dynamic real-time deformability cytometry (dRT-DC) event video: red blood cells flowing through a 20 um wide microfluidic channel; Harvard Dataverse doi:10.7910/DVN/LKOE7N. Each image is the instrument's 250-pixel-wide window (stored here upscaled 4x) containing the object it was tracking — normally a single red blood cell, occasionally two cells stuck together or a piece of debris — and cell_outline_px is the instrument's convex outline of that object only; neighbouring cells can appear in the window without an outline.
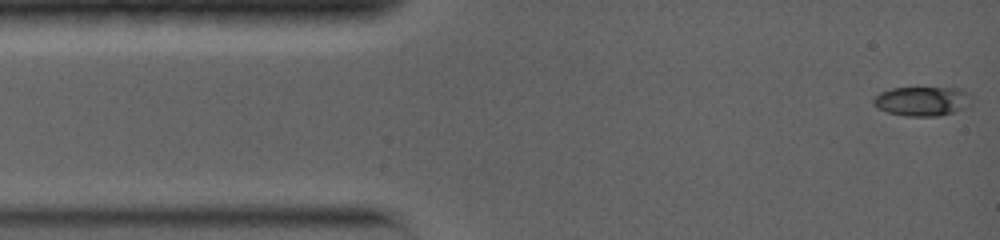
{"species": "common noctule bat (a hibernating species)", "species_latin": "Nyctalus noctula", "temperature_condition": "warm", "stored_images_in_passage": 51, "camera_frame_rate_fps": 5000, "um_per_image_px": 0.085, "animal": {"sex": "female", "body_mass_g": 19.0, "forearm_length_mm": 56.7}, "frame": {"image": 1, "passage_image": 1, "time_ms": 0.0, "image_size_px": [1000, 240], "cell_outline_px": [[972, 104], [964, 108], [940, 116], [904, 116], [888, 112], [880, 108], [872, 100], [880, 92], [892, 88], [964, 88], [968, 92]], "centroid_in_image_um": [78.44, 8.59], "position_along_channel_um": 6.6, "area_um2": 16.7}}
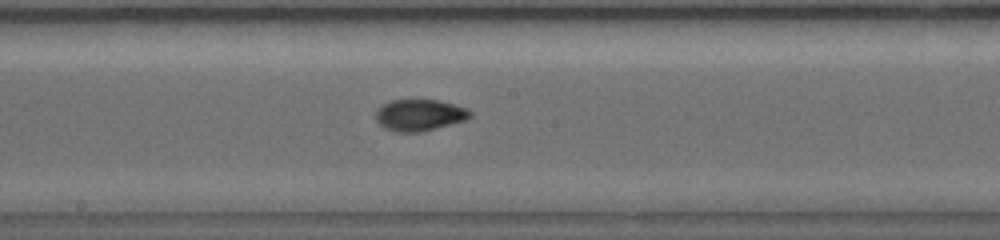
{"frame": {"image": 2, "passage_image": 17, "time_ms": 7.0, "image_size_px": [1000, 240], "cell_outline_px": [[472, 116], [464, 120], [420, 132], [396, 132], [384, 128], [376, 120], [376, 112], [384, 104], [392, 100], [440, 100], [456, 104], [472, 112]], "centroid_in_image_um": [35.66, 9.78], "position_along_channel_um": 212.5, "area_um2": 17.11}}
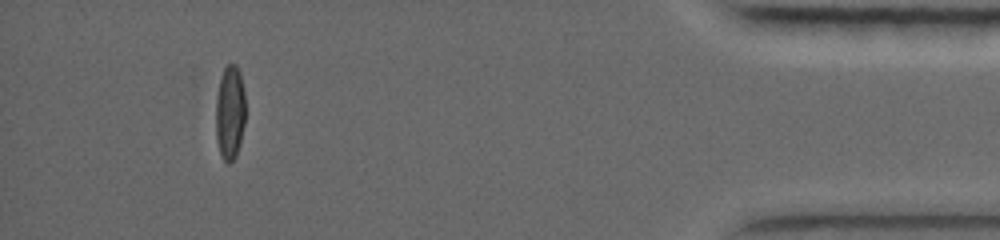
{"frame": {"image": 3, "passage_image": 45, "time_ms": 13.8, "image_size_px": [1000, 240], "cell_outline_px": [[244, 124], [236, 156], [228, 164], [220, 156], [216, 140], [216, 96], [220, 80], [224, 68], [228, 64], [236, 64], [240, 72], [244, 92]], "centroid_in_image_um": [19.53, 9.57], "position_along_channel_um": 415.7, "area_um2": 16.24}, "authors_computed_cell_mechanics": {"area_um2": 16.4152, "velocity_mm_per_s": 4.0341, "shape_relaxation_time_tau1_ms": null, "shape_relaxation_time_tau2_ms": 0.9623, "deformation_change_tau1": null, "deformation_change_tau2": 0.0372}}